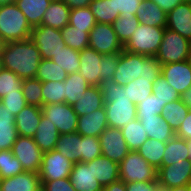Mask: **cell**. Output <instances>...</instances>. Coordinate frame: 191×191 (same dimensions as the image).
<instances>
[{"label": "cell", "mask_w": 191, "mask_h": 191, "mask_svg": "<svg viewBox=\"0 0 191 191\" xmlns=\"http://www.w3.org/2000/svg\"><path fill=\"white\" fill-rule=\"evenodd\" d=\"M0 57L2 68L22 79L35 78L41 61L40 52L31 39L4 43Z\"/></svg>", "instance_id": "obj_1"}, {"label": "cell", "mask_w": 191, "mask_h": 191, "mask_svg": "<svg viewBox=\"0 0 191 191\" xmlns=\"http://www.w3.org/2000/svg\"><path fill=\"white\" fill-rule=\"evenodd\" d=\"M108 127L122 129L137 118L136 104L131 102L124 90L112 79L101 82Z\"/></svg>", "instance_id": "obj_2"}, {"label": "cell", "mask_w": 191, "mask_h": 191, "mask_svg": "<svg viewBox=\"0 0 191 191\" xmlns=\"http://www.w3.org/2000/svg\"><path fill=\"white\" fill-rule=\"evenodd\" d=\"M161 68L162 65L156 57H148L123 50L120 52L118 65L112 80L120 86H125L138 77L157 79L161 75Z\"/></svg>", "instance_id": "obj_3"}, {"label": "cell", "mask_w": 191, "mask_h": 191, "mask_svg": "<svg viewBox=\"0 0 191 191\" xmlns=\"http://www.w3.org/2000/svg\"><path fill=\"white\" fill-rule=\"evenodd\" d=\"M32 29L15 3L0 6V36L4 43L30 39Z\"/></svg>", "instance_id": "obj_4"}, {"label": "cell", "mask_w": 191, "mask_h": 191, "mask_svg": "<svg viewBox=\"0 0 191 191\" xmlns=\"http://www.w3.org/2000/svg\"><path fill=\"white\" fill-rule=\"evenodd\" d=\"M165 28L139 24L129 41L124 45V50L148 57H155L160 48Z\"/></svg>", "instance_id": "obj_5"}, {"label": "cell", "mask_w": 191, "mask_h": 191, "mask_svg": "<svg viewBox=\"0 0 191 191\" xmlns=\"http://www.w3.org/2000/svg\"><path fill=\"white\" fill-rule=\"evenodd\" d=\"M119 177L125 183L157 181V170L137 151L130 150L119 163Z\"/></svg>", "instance_id": "obj_6"}, {"label": "cell", "mask_w": 191, "mask_h": 191, "mask_svg": "<svg viewBox=\"0 0 191 191\" xmlns=\"http://www.w3.org/2000/svg\"><path fill=\"white\" fill-rule=\"evenodd\" d=\"M156 59L161 65L190 59V41L165 28Z\"/></svg>", "instance_id": "obj_7"}, {"label": "cell", "mask_w": 191, "mask_h": 191, "mask_svg": "<svg viewBox=\"0 0 191 191\" xmlns=\"http://www.w3.org/2000/svg\"><path fill=\"white\" fill-rule=\"evenodd\" d=\"M30 39L37 46L41 59H51L66 47L61 30L44 25L33 27Z\"/></svg>", "instance_id": "obj_8"}, {"label": "cell", "mask_w": 191, "mask_h": 191, "mask_svg": "<svg viewBox=\"0 0 191 191\" xmlns=\"http://www.w3.org/2000/svg\"><path fill=\"white\" fill-rule=\"evenodd\" d=\"M74 163L53 149L43 152L42 164L39 171L40 181H54L69 178Z\"/></svg>", "instance_id": "obj_9"}, {"label": "cell", "mask_w": 191, "mask_h": 191, "mask_svg": "<svg viewBox=\"0 0 191 191\" xmlns=\"http://www.w3.org/2000/svg\"><path fill=\"white\" fill-rule=\"evenodd\" d=\"M11 151L20 161L25 172L39 173L43 151L37 146L34 138L18 136Z\"/></svg>", "instance_id": "obj_10"}, {"label": "cell", "mask_w": 191, "mask_h": 191, "mask_svg": "<svg viewBox=\"0 0 191 191\" xmlns=\"http://www.w3.org/2000/svg\"><path fill=\"white\" fill-rule=\"evenodd\" d=\"M89 47L100 54L120 53L124 46L118 39L111 24L96 23L89 32Z\"/></svg>", "instance_id": "obj_11"}, {"label": "cell", "mask_w": 191, "mask_h": 191, "mask_svg": "<svg viewBox=\"0 0 191 191\" xmlns=\"http://www.w3.org/2000/svg\"><path fill=\"white\" fill-rule=\"evenodd\" d=\"M42 115L54 124L60 134L74 133L77 130L78 115L69 104L43 105Z\"/></svg>", "instance_id": "obj_12"}, {"label": "cell", "mask_w": 191, "mask_h": 191, "mask_svg": "<svg viewBox=\"0 0 191 191\" xmlns=\"http://www.w3.org/2000/svg\"><path fill=\"white\" fill-rule=\"evenodd\" d=\"M159 187L168 189L191 184V161L181 160L170 166H161L157 170Z\"/></svg>", "instance_id": "obj_13"}, {"label": "cell", "mask_w": 191, "mask_h": 191, "mask_svg": "<svg viewBox=\"0 0 191 191\" xmlns=\"http://www.w3.org/2000/svg\"><path fill=\"white\" fill-rule=\"evenodd\" d=\"M98 138L102 155L118 164L130 151L121 129L108 127Z\"/></svg>", "instance_id": "obj_14"}, {"label": "cell", "mask_w": 191, "mask_h": 191, "mask_svg": "<svg viewBox=\"0 0 191 191\" xmlns=\"http://www.w3.org/2000/svg\"><path fill=\"white\" fill-rule=\"evenodd\" d=\"M161 74L180 95L191 87V60L162 65Z\"/></svg>", "instance_id": "obj_15"}, {"label": "cell", "mask_w": 191, "mask_h": 191, "mask_svg": "<svg viewBox=\"0 0 191 191\" xmlns=\"http://www.w3.org/2000/svg\"><path fill=\"white\" fill-rule=\"evenodd\" d=\"M70 181L76 191H102L103 187L92 173V161L74 163L71 170Z\"/></svg>", "instance_id": "obj_16"}, {"label": "cell", "mask_w": 191, "mask_h": 191, "mask_svg": "<svg viewBox=\"0 0 191 191\" xmlns=\"http://www.w3.org/2000/svg\"><path fill=\"white\" fill-rule=\"evenodd\" d=\"M171 31L191 40V3L181 2L167 14V25Z\"/></svg>", "instance_id": "obj_17"}, {"label": "cell", "mask_w": 191, "mask_h": 191, "mask_svg": "<svg viewBox=\"0 0 191 191\" xmlns=\"http://www.w3.org/2000/svg\"><path fill=\"white\" fill-rule=\"evenodd\" d=\"M102 54L93 48L86 47L80 51L79 73L86 79L90 86H100V61Z\"/></svg>", "instance_id": "obj_18"}, {"label": "cell", "mask_w": 191, "mask_h": 191, "mask_svg": "<svg viewBox=\"0 0 191 191\" xmlns=\"http://www.w3.org/2000/svg\"><path fill=\"white\" fill-rule=\"evenodd\" d=\"M106 128H108V121L105 107L78 116L76 132L81 136L99 137Z\"/></svg>", "instance_id": "obj_19"}, {"label": "cell", "mask_w": 191, "mask_h": 191, "mask_svg": "<svg viewBox=\"0 0 191 191\" xmlns=\"http://www.w3.org/2000/svg\"><path fill=\"white\" fill-rule=\"evenodd\" d=\"M42 118V108L35 105L25 106L15 116V126L19 136L33 138Z\"/></svg>", "instance_id": "obj_20"}, {"label": "cell", "mask_w": 191, "mask_h": 191, "mask_svg": "<svg viewBox=\"0 0 191 191\" xmlns=\"http://www.w3.org/2000/svg\"><path fill=\"white\" fill-rule=\"evenodd\" d=\"M137 118L140 120L150 139L153 138L161 142H168L176 135V132L162 115L137 116Z\"/></svg>", "instance_id": "obj_21"}, {"label": "cell", "mask_w": 191, "mask_h": 191, "mask_svg": "<svg viewBox=\"0 0 191 191\" xmlns=\"http://www.w3.org/2000/svg\"><path fill=\"white\" fill-rule=\"evenodd\" d=\"M92 173L102 187L120 180L119 164L103 155L92 160Z\"/></svg>", "instance_id": "obj_22"}, {"label": "cell", "mask_w": 191, "mask_h": 191, "mask_svg": "<svg viewBox=\"0 0 191 191\" xmlns=\"http://www.w3.org/2000/svg\"><path fill=\"white\" fill-rule=\"evenodd\" d=\"M18 136L14 115L0 101V151L11 150Z\"/></svg>", "instance_id": "obj_23"}, {"label": "cell", "mask_w": 191, "mask_h": 191, "mask_svg": "<svg viewBox=\"0 0 191 191\" xmlns=\"http://www.w3.org/2000/svg\"><path fill=\"white\" fill-rule=\"evenodd\" d=\"M41 181L37 172H23L14 177L4 178L1 191H37Z\"/></svg>", "instance_id": "obj_24"}, {"label": "cell", "mask_w": 191, "mask_h": 191, "mask_svg": "<svg viewBox=\"0 0 191 191\" xmlns=\"http://www.w3.org/2000/svg\"><path fill=\"white\" fill-rule=\"evenodd\" d=\"M140 24L151 27H166L167 13L151 0H142L137 9Z\"/></svg>", "instance_id": "obj_25"}, {"label": "cell", "mask_w": 191, "mask_h": 191, "mask_svg": "<svg viewBox=\"0 0 191 191\" xmlns=\"http://www.w3.org/2000/svg\"><path fill=\"white\" fill-rule=\"evenodd\" d=\"M72 107L78 116L103 108L104 98L100 86H89Z\"/></svg>", "instance_id": "obj_26"}, {"label": "cell", "mask_w": 191, "mask_h": 191, "mask_svg": "<svg viewBox=\"0 0 191 191\" xmlns=\"http://www.w3.org/2000/svg\"><path fill=\"white\" fill-rule=\"evenodd\" d=\"M70 11L62 0H52L42 17L41 25L61 30L69 23Z\"/></svg>", "instance_id": "obj_27"}, {"label": "cell", "mask_w": 191, "mask_h": 191, "mask_svg": "<svg viewBox=\"0 0 191 191\" xmlns=\"http://www.w3.org/2000/svg\"><path fill=\"white\" fill-rule=\"evenodd\" d=\"M59 135L60 133L57 127L42 115L41 121L38 124L36 133L33 137L37 146L43 152L51 151L56 148Z\"/></svg>", "instance_id": "obj_28"}, {"label": "cell", "mask_w": 191, "mask_h": 191, "mask_svg": "<svg viewBox=\"0 0 191 191\" xmlns=\"http://www.w3.org/2000/svg\"><path fill=\"white\" fill-rule=\"evenodd\" d=\"M51 2L52 0H16L15 4L33 28L41 25L42 17Z\"/></svg>", "instance_id": "obj_29"}, {"label": "cell", "mask_w": 191, "mask_h": 191, "mask_svg": "<svg viewBox=\"0 0 191 191\" xmlns=\"http://www.w3.org/2000/svg\"><path fill=\"white\" fill-rule=\"evenodd\" d=\"M55 149L73 163L81 162V135L78 132L60 134Z\"/></svg>", "instance_id": "obj_30"}, {"label": "cell", "mask_w": 191, "mask_h": 191, "mask_svg": "<svg viewBox=\"0 0 191 191\" xmlns=\"http://www.w3.org/2000/svg\"><path fill=\"white\" fill-rule=\"evenodd\" d=\"M189 159L188 141L174 136L166 142V148L162 158V166H170L181 160Z\"/></svg>", "instance_id": "obj_31"}, {"label": "cell", "mask_w": 191, "mask_h": 191, "mask_svg": "<svg viewBox=\"0 0 191 191\" xmlns=\"http://www.w3.org/2000/svg\"><path fill=\"white\" fill-rule=\"evenodd\" d=\"M63 86L65 103L72 106L79 100L83 92H85L90 85L79 72H73L63 81Z\"/></svg>", "instance_id": "obj_32"}, {"label": "cell", "mask_w": 191, "mask_h": 191, "mask_svg": "<svg viewBox=\"0 0 191 191\" xmlns=\"http://www.w3.org/2000/svg\"><path fill=\"white\" fill-rule=\"evenodd\" d=\"M166 148V142L148 138L136 150L151 166L158 170L162 166V158Z\"/></svg>", "instance_id": "obj_33"}, {"label": "cell", "mask_w": 191, "mask_h": 191, "mask_svg": "<svg viewBox=\"0 0 191 191\" xmlns=\"http://www.w3.org/2000/svg\"><path fill=\"white\" fill-rule=\"evenodd\" d=\"M97 23L113 24L120 16L113 0H93L88 6Z\"/></svg>", "instance_id": "obj_34"}, {"label": "cell", "mask_w": 191, "mask_h": 191, "mask_svg": "<svg viewBox=\"0 0 191 191\" xmlns=\"http://www.w3.org/2000/svg\"><path fill=\"white\" fill-rule=\"evenodd\" d=\"M121 131L129 150H138L146 139H148V135L138 118L130 121Z\"/></svg>", "instance_id": "obj_35"}, {"label": "cell", "mask_w": 191, "mask_h": 191, "mask_svg": "<svg viewBox=\"0 0 191 191\" xmlns=\"http://www.w3.org/2000/svg\"><path fill=\"white\" fill-rule=\"evenodd\" d=\"M155 80L138 77L124 86L125 93L137 105L152 94Z\"/></svg>", "instance_id": "obj_36"}, {"label": "cell", "mask_w": 191, "mask_h": 191, "mask_svg": "<svg viewBox=\"0 0 191 191\" xmlns=\"http://www.w3.org/2000/svg\"><path fill=\"white\" fill-rule=\"evenodd\" d=\"M189 111V108L179 99L167 103L163 107L161 115L172 129L177 132Z\"/></svg>", "instance_id": "obj_37"}, {"label": "cell", "mask_w": 191, "mask_h": 191, "mask_svg": "<svg viewBox=\"0 0 191 191\" xmlns=\"http://www.w3.org/2000/svg\"><path fill=\"white\" fill-rule=\"evenodd\" d=\"M61 33L66 46L71 49L80 52L89 47V32L84 31V29L75 28L67 24L61 29Z\"/></svg>", "instance_id": "obj_38"}, {"label": "cell", "mask_w": 191, "mask_h": 191, "mask_svg": "<svg viewBox=\"0 0 191 191\" xmlns=\"http://www.w3.org/2000/svg\"><path fill=\"white\" fill-rule=\"evenodd\" d=\"M51 60L65 70L68 75L73 72H79L80 52L68 46L62 48Z\"/></svg>", "instance_id": "obj_39"}, {"label": "cell", "mask_w": 191, "mask_h": 191, "mask_svg": "<svg viewBox=\"0 0 191 191\" xmlns=\"http://www.w3.org/2000/svg\"><path fill=\"white\" fill-rule=\"evenodd\" d=\"M68 74L51 59H41L35 78L42 83L48 81H64Z\"/></svg>", "instance_id": "obj_40"}, {"label": "cell", "mask_w": 191, "mask_h": 191, "mask_svg": "<svg viewBox=\"0 0 191 191\" xmlns=\"http://www.w3.org/2000/svg\"><path fill=\"white\" fill-rule=\"evenodd\" d=\"M140 22L137 15H125V17H118L112 24L114 32L118 39L124 46L138 28Z\"/></svg>", "instance_id": "obj_41"}, {"label": "cell", "mask_w": 191, "mask_h": 191, "mask_svg": "<svg viewBox=\"0 0 191 191\" xmlns=\"http://www.w3.org/2000/svg\"><path fill=\"white\" fill-rule=\"evenodd\" d=\"M96 23V19L89 7L71 9L68 24L73 27L90 32Z\"/></svg>", "instance_id": "obj_42"}, {"label": "cell", "mask_w": 191, "mask_h": 191, "mask_svg": "<svg viewBox=\"0 0 191 191\" xmlns=\"http://www.w3.org/2000/svg\"><path fill=\"white\" fill-rule=\"evenodd\" d=\"M24 170L20 161L14 156L11 150L0 151V178L14 177L23 173Z\"/></svg>", "instance_id": "obj_43"}, {"label": "cell", "mask_w": 191, "mask_h": 191, "mask_svg": "<svg viewBox=\"0 0 191 191\" xmlns=\"http://www.w3.org/2000/svg\"><path fill=\"white\" fill-rule=\"evenodd\" d=\"M22 93L28 105L43 106L42 82L36 78L24 79Z\"/></svg>", "instance_id": "obj_44"}, {"label": "cell", "mask_w": 191, "mask_h": 191, "mask_svg": "<svg viewBox=\"0 0 191 191\" xmlns=\"http://www.w3.org/2000/svg\"><path fill=\"white\" fill-rule=\"evenodd\" d=\"M22 78L14 72L1 68L0 70V99L7 94L17 93L22 91Z\"/></svg>", "instance_id": "obj_45"}, {"label": "cell", "mask_w": 191, "mask_h": 191, "mask_svg": "<svg viewBox=\"0 0 191 191\" xmlns=\"http://www.w3.org/2000/svg\"><path fill=\"white\" fill-rule=\"evenodd\" d=\"M43 105L65 102L63 81H48L42 83Z\"/></svg>", "instance_id": "obj_46"}, {"label": "cell", "mask_w": 191, "mask_h": 191, "mask_svg": "<svg viewBox=\"0 0 191 191\" xmlns=\"http://www.w3.org/2000/svg\"><path fill=\"white\" fill-rule=\"evenodd\" d=\"M152 93L158 97L164 106L180 99V94L166 81L162 74L153 83Z\"/></svg>", "instance_id": "obj_47"}, {"label": "cell", "mask_w": 191, "mask_h": 191, "mask_svg": "<svg viewBox=\"0 0 191 191\" xmlns=\"http://www.w3.org/2000/svg\"><path fill=\"white\" fill-rule=\"evenodd\" d=\"M101 155V146L98 137L81 136V162H90Z\"/></svg>", "instance_id": "obj_48"}, {"label": "cell", "mask_w": 191, "mask_h": 191, "mask_svg": "<svg viewBox=\"0 0 191 191\" xmlns=\"http://www.w3.org/2000/svg\"><path fill=\"white\" fill-rule=\"evenodd\" d=\"M136 107L137 116H154L156 114L161 115L164 104L152 93L137 104Z\"/></svg>", "instance_id": "obj_49"}, {"label": "cell", "mask_w": 191, "mask_h": 191, "mask_svg": "<svg viewBox=\"0 0 191 191\" xmlns=\"http://www.w3.org/2000/svg\"><path fill=\"white\" fill-rule=\"evenodd\" d=\"M120 53L103 54L100 61V84L103 81L112 79L116 71Z\"/></svg>", "instance_id": "obj_50"}, {"label": "cell", "mask_w": 191, "mask_h": 191, "mask_svg": "<svg viewBox=\"0 0 191 191\" xmlns=\"http://www.w3.org/2000/svg\"><path fill=\"white\" fill-rule=\"evenodd\" d=\"M7 109L12 112L14 117L21 112V110L27 106V102L24 98L22 91H17V93L7 94L0 99Z\"/></svg>", "instance_id": "obj_51"}, {"label": "cell", "mask_w": 191, "mask_h": 191, "mask_svg": "<svg viewBox=\"0 0 191 191\" xmlns=\"http://www.w3.org/2000/svg\"><path fill=\"white\" fill-rule=\"evenodd\" d=\"M116 6V12L120 14L119 17H125V15H136L137 9L140 6L142 0H113Z\"/></svg>", "instance_id": "obj_52"}, {"label": "cell", "mask_w": 191, "mask_h": 191, "mask_svg": "<svg viewBox=\"0 0 191 191\" xmlns=\"http://www.w3.org/2000/svg\"><path fill=\"white\" fill-rule=\"evenodd\" d=\"M41 185L46 191H76L69 178L54 181H41Z\"/></svg>", "instance_id": "obj_53"}, {"label": "cell", "mask_w": 191, "mask_h": 191, "mask_svg": "<svg viewBox=\"0 0 191 191\" xmlns=\"http://www.w3.org/2000/svg\"><path fill=\"white\" fill-rule=\"evenodd\" d=\"M158 186L157 181L126 183L127 191H155Z\"/></svg>", "instance_id": "obj_54"}, {"label": "cell", "mask_w": 191, "mask_h": 191, "mask_svg": "<svg viewBox=\"0 0 191 191\" xmlns=\"http://www.w3.org/2000/svg\"><path fill=\"white\" fill-rule=\"evenodd\" d=\"M176 136L187 141L191 140V111L188 112V115L182 121L180 128L176 132Z\"/></svg>", "instance_id": "obj_55"}, {"label": "cell", "mask_w": 191, "mask_h": 191, "mask_svg": "<svg viewBox=\"0 0 191 191\" xmlns=\"http://www.w3.org/2000/svg\"><path fill=\"white\" fill-rule=\"evenodd\" d=\"M151 1L157 4L167 14L182 2L181 0H151Z\"/></svg>", "instance_id": "obj_56"}, {"label": "cell", "mask_w": 191, "mask_h": 191, "mask_svg": "<svg viewBox=\"0 0 191 191\" xmlns=\"http://www.w3.org/2000/svg\"><path fill=\"white\" fill-rule=\"evenodd\" d=\"M70 9L88 7L93 0H62Z\"/></svg>", "instance_id": "obj_57"}, {"label": "cell", "mask_w": 191, "mask_h": 191, "mask_svg": "<svg viewBox=\"0 0 191 191\" xmlns=\"http://www.w3.org/2000/svg\"><path fill=\"white\" fill-rule=\"evenodd\" d=\"M102 191H127L126 183L124 181H116L108 186L103 187Z\"/></svg>", "instance_id": "obj_58"}, {"label": "cell", "mask_w": 191, "mask_h": 191, "mask_svg": "<svg viewBox=\"0 0 191 191\" xmlns=\"http://www.w3.org/2000/svg\"><path fill=\"white\" fill-rule=\"evenodd\" d=\"M180 100L189 108L191 111V87L188 88L180 95Z\"/></svg>", "instance_id": "obj_59"}, {"label": "cell", "mask_w": 191, "mask_h": 191, "mask_svg": "<svg viewBox=\"0 0 191 191\" xmlns=\"http://www.w3.org/2000/svg\"><path fill=\"white\" fill-rule=\"evenodd\" d=\"M165 190L166 191H191V184L185 185V186H180V187H175V188H168Z\"/></svg>", "instance_id": "obj_60"}, {"label": "cell", "mask_w": 191, "mask_h": 191, "mask_svg": "<svg viewBox=\"0 0 191 191\" xmlns=\"http://www.w3.org/2000/svg\"><path fill=\"white\" fill-rule=\"evenodd\" d=\"M16 0H0V6L15 3Z\"/></svg>", "instance_id": "obj_61"}, {"label": "cell", "mask_w": 191, "mask_h": 191, "mask_svg": "<svg viewBox=\"0 0 191 191\" xmlns=\"http://www.w3.org/2000/svg\"><path fill=\"white\" fill-rule=\"evenodd\" d=\"M189 160L191 161V140L188 141Z\"/></svg>", "instance_id": "obj_62"}, {"label": "cell", "mask_w": 191, "mask_h": 191, "mask_svg": "<svg viewBox=\"0 0 191 191\" xmlns=\"http://www.w3.org/2000/svg\"><path fill=\"white\" fill-rule=\"evenodd\" d=\"M3 46H4V42H3V40H2V38L0 36V53H1L2 49H3Z\"/></svg>", "instance_id": "obj_63"}, {"label": "cell", "mask_w": 191, "mask_h": 191, "mask_svg": "<svg viewBox=\"0 0 191 191\" xmlns=\"http://www.w3.org/2000/svg\"><path fill=\"white\" fill-rule=\"evenodd\" d=\"M155 191H166L164 188H161V187H157L156 189H155Z\"/></svg>", "instance_id": "obj_64"}, {"label": "cell", "mask_w": 191, "mask_h": 191, "mask_svg": "<svg viewBox=\"0 0 191 191\" xmlns=\"http://www.w3.org/2000/svg\"><path fill=\"white\" fill-rule=\"evenodd\" d=\"M37 191H46L43 186L41 185V187L37 190Z\"/></svg>", "instance_id": "obj_65"}, {"label": "cell", "mask_w": 191, "mask_h": 191, "mask_svg": "<svg viewBox=\"0 0 191 191\" xmlns=\"http://www.w3.org/2000/svg\"><path fill=\"white\" fill-rule=\"evenodd\" d=\"M182 2H189L191 3V0H181Z\"/></svg>", "instance_id": "obj_66"}, {"label": "cell", "mask_w": 191, "mask_h": 191, "mask_svg": "<svg viewBox=\"0 0 191 191\" xmlns=\"http://www.w3.org/2000/svg\"><path fill=\"white\" fill-rule=\"evenodd\" d=\"M190 58H191V40H190Z\"/></svg>", "instance_id": "obj_67"}, {"label": "cell", "mask_w": 191, "mask_h": 191, "mask_svg": "<svg viewBox=\"0 0 191 191\" xmlns=\"http://www.w3.org/2000/svg\"><path fill=\"white\" fill-rule=\"evenodd\" d=\"M1 68H2V64H1V57H0V70H1Z\"/></svg>", "instance_id": "obj_68"}, {"label": "cell", "mask_w": 191, "mask_h": 191, "mask_svg": "<svg viewBox=\"0 0 191 191\" xmlns=\"http://www.w3.org/2000/svg\"><path fill=\"white\" fill-rule=\"evenodd\" d=\"M1 182H2V179L0 178V191H1Z\"/></svg>", "instance_id": "obj_69"}]
</instances>
